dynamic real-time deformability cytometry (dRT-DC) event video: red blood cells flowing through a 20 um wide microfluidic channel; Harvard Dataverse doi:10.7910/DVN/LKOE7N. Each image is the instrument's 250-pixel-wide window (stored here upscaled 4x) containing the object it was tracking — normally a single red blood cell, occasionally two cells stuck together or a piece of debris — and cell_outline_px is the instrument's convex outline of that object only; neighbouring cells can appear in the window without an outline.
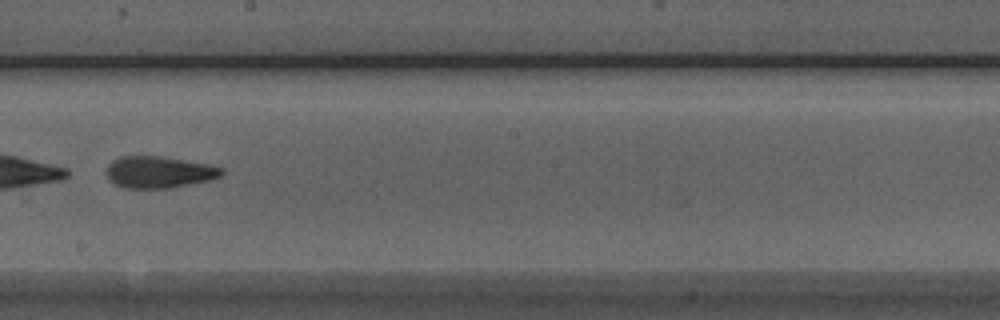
{"species": "Egyptian fruit bat (a non-hibernating species)", "species_latin": "Rousettus aegyptiacus", "temperature_condition": "room temperature", "stored_images_in_passage": 41, "camera_frame_rate_fps": 3000, "um_per_image_px": 0.085, "animal": {"sex": "male"}, "frame": {"image": 1, "passage_image": 18, "time_ms": 5.667, "image_size_px": [1000, 320], "cell_outline_px": [[224, 172], [220, 176], [208, 180], [172, 188], [124, 188], [108, 180], [104, 172], [108, 164], [112, 160], [120, 156], [156, 156], [208, 164], [224, 168]], "centroid_in_image_um": [13.45, 14.63], "position_along_channel_um": 234.7, "area_um2": 21.33}, "authors_computed_cell_mechanics": {"area_um2": 21.386, "velocity_mm_per_s": 3.9849, "shape_relaxation_time_tau1_ms": 8.6511, "shape_relaxation_time_tau2_ms": 2.8282, "deformation_change_tau1": 0.2074, "deformation_change_tau2": 0.1231}}